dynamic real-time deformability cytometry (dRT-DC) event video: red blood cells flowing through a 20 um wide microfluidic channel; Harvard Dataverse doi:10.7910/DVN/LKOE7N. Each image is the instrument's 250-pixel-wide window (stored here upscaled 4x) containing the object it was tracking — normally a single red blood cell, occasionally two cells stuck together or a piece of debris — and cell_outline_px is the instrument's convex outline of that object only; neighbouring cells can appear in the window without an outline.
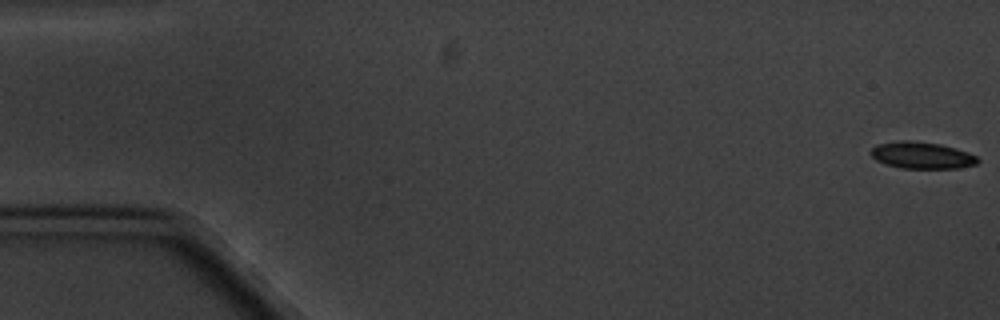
{"species": "common noctule bat (a hibernating species)", "species_latin": "Nyctalus noctula", "temperature_condition": "cold", "stored_images_in_passage": 11, "camera_frame_rate_fps": 3000, "um_per_image_px": 0.085, "animal": {"sex": "male", "body_mass_g": 20.1, "forearm_length_mm": 53.5}, "frame": {"image": 1, "passage_image": 1, "time_ms": 0.0, "image_size_px": [1000, 320], "cell_outline_px": [[980, 160], [976, 164], [956, 168], [900, 168], [884, 164], [876, 160], [868, 152], [876, 144], [900, 140], [908, 140], [940, 144], [956, 148], [968, 152], [976, 156]], "centroid_in_image_um": [78.31, 13.19], "position_along_channel_um": 6.7, "area_um2": 16.76}}
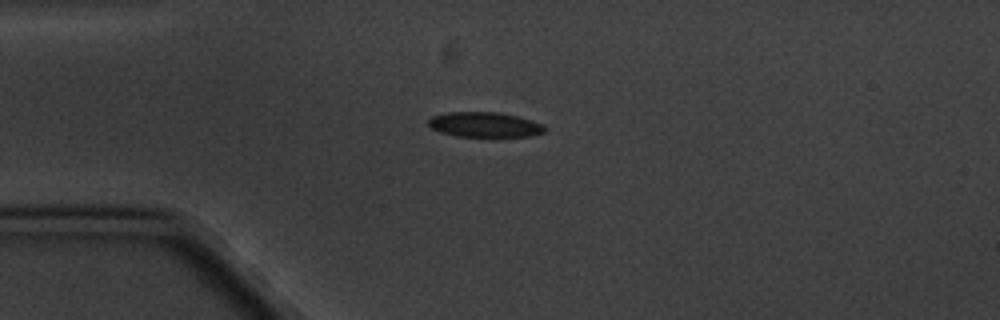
{"frame": {"image": 2, "passage_image": 5, "time_ms": 4.667, "image_size_px": [1000, 320], "cell_outline_px": [[544, 132], [528, 136], [456, 136], [440, 132], [432, 128], [428, 124], [428, 120], [432, 116], [444, 112], [500, 112], [532, 120], [544, 124]], "centroid_in_image_um": [41.17, 10.58], "position_along_channel_um": 43.8, "area_um2": 16.88}}
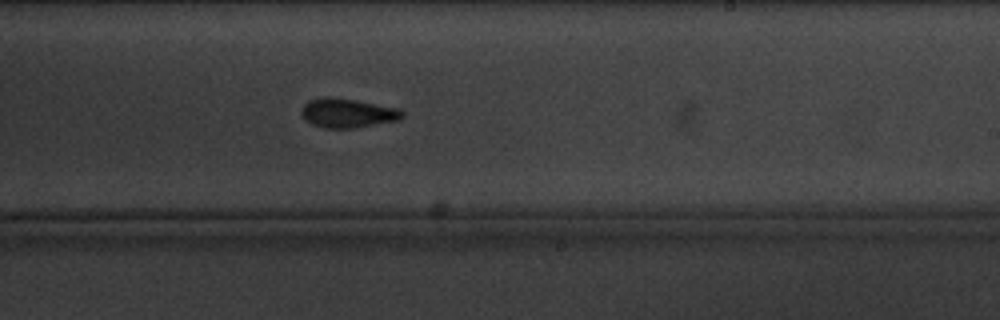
{"frame": {"image": 3, "passage_image": 11, "time_ms": 11.667, "image_size_px": [1000, 320], "cell_outline_px": [[404, 116], [396, 120], [352, 128], [324, 128], [312, 124], [304, 120], [300, 112], [300, 108], [308, 100], [324, 96], [328, 96], [356, 100], [400, 108], [404, 112]], "centroid_in_image_um": [29.49, 9.59], "position_along_channel_um": 259.5, "area_um2": 17.28}}